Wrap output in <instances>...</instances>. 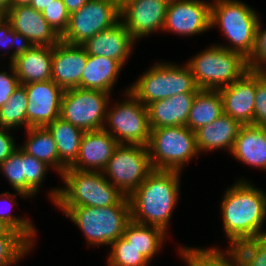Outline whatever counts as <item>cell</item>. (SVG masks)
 Returning <instances> with one entry per match:
<instances>
[{
    "label": "cell",
    "mask_w": 266,
    "mask_h": 266,
    "mask_svg": "<svg viewBox=\"0 0 266 266\" xmlns=\"http://www.w3.org/2000/svg\"><path fill=\"white\" fill-rule=\"evenodd\" d=\"M241 124L223 113L213 122L195 131L199 153L226 149L231 152Z\"/></svg>",
    "instance_id": "603a6c76"
},
{
    "label": "cell",
    "mask_w": 266,
    "mask_h": 266,
    "mask_svg": "<svg viewBox=\"0 0 266 266\" xmlns=\"http://www.w3.org/2000/svg\"><path fill=\"white\" fill-rule=\"evenodd\" d=\"M243 164L266 169V129L255 125H242L230 152Z\"/></svg>",
    "instance_id": "cb8c5ba5"
},
{
    "label": "cell",
    "mask_w": 266,
    "mask_h": 266,
    "mask_svg": "<svg viewBox=\"0 0 266 266\" xmlns=\"http://www.w3.org/2000/svg\"><path fill=\"white\" fill-rule=\"evenodd\" d=\"M54 0H32L30 6L38 12H43L45 8Z\"/></svg>",
    "instance_id": "bcb514c9"
},
{
    "label": "cell",
    "mask_w": 266,
    "mask_h": 266,
    "mask_svg": "<svg viewBox=\"0 0 266 266\" xmlns=\"http://www.w3.org/2000/svg\"><path fill=\"white\" fill-rule=\"evenodd\" d=\"M43 17L53 30L61 37L69 23L70 13L62 0H54L42 12Z\"/></svg>",
    "instance_id": "f35d334b"
},
{
    "label": "cell",
    "mask_w": 266,
    "mask_h": 266,
    "mask_svg": "<svg viewBox=\"0 0 266 266\" xmlns=\"http://www.w3.org/2000/svg\"><path fill=\"white\" fill-rule=\"evenodd\" d=\"M220 211L230 246L266 235L262 229L266 220V193L245 179L228 187Z\"/></svg>",
    "instance_id": "6da1fadb"
},
{
    "label": "cell",
    "mask_w": 266,
    "mask_h": 266,
    "mask_svg": "<svg viewBox=\"0 0 266 266\" xmlns=\"http://www.w3.org/2000/svg\"><path fill=\"white\" fill-rule=\"evenodd\" d=\"M55 140L59 155V175L77 159L85 131L70 122L57 118L46 126Z\"/></svg>",
    "instance_id": "484cf974"
},
{
    "label": "cell",
    "mask_w": 266,
    "mask_h": 266,
    "mask_svg": "<svg viewBox=\"0 0 266 266\" xmlns=\"http://www.w3.org/2000/svg\"><path fill=\"white\" fill-rule=\"evenodd\" d=\"M223 112L241 125H254L256 71L248 70L229 86L218 89Z\"/></svg>",
    "instance_id": "2e32d148"
},
{
    "label": "cell",
    "mask_w": 266,
    "mask_h": 266,
    "mask_svg": "<svg viewBox=\"0 0 266 266\" xmlns=\"http://www.w3.org/2000/svg\"><path fill=\"white\" fill-rule=\"evenodd\" d=\"M153 170L147 146L119 144L102 173L113 186L129 196Z\"/></svg>",
    "instance_id": "30bf717a"
},
{
    "label": "cell",
    "mask_w": 266,
    "mask_h": 266,
    "mask_svg": "<svg viewBox=\"0 0 266 266\" xmlns=\"http://www.w3.org/2000/svg\"><path fill=\"white\" fill-rule=\"evenodd\" d=\"M110 246L107 266H148L151 263L123 236Z\"/></svg>",
    "instance_id": "1f68e13d"
},
{
    "label": "cell",
    "mask_w": 266,
    "mask_h": 266,
    "mask_svg": "<svg viewBox=\"0 0 266 266\" xmlns=\"http://www.w3.org/2000/svg\"><path fill=\"white\" fill-rule=\"evenodd\" d=\"M34 246L23 235L0 236V266H12Z\"/></svg>",
    "instance_id": "d6a6232c"
},
{
    "label": "cell",
    "mask_w": 266,
    "mask_h": 266,
    "mask_svg": "<svg viewBox=\"0 0 266 266\" xmlns=\"http://www.w3.org/2000/svg\"><path fill=\"white\" fill-rule=\"evenodd\" d=\"M53 46L34 45L12 62L21 85L51 79Z\"/></svg>",
    "instance_id": "7402d4cb"
},
{
    "label": "cell",
    "mask_w": 266,
    "mask_h": 266,
    "mask_svg": "<svg viewBox=\"0 0 266 266\" xmlns=\"http://www.w3.org/2000/svg\"><path fill=\"white\" fill-rule=\"evenodd\" d=\"M186 62L200 89L218 90L229 86L249 70L247 59L242 54L217 44Z\"/></svg>",
    "instance_id": "52a82bcc"
},
{
    "label": "cell",
    "mask_w": 266,
    "mask_h": 266,
    "mask_svg": "<svg viewBox=\"0 0 266 266\" xmlns=\"http://www.w3.org/2000/svg\"><path fill=\"white\" fill-rule=\"evenodd\" d=\"M180 173L173 170L154 169L145 181L129 196L131 220L168 229L172 212L178 204Z\"/></svg>",
    "instance_id": "7a4b0ae2"
},
{
    "label": "cell",
    "mask_w": 266,
    "mask_h": 266,
    "mask_svg": "<svg viewBox=\"0 0 266 266\" xmlns=\"http://www.w3.org/2000/svg\"><path fill=\"white\" fill-rule=\"evenodd\" d=\"M124 94L126 99L123 102L116 101L113 107L108 106L103 129L119 144L148 146L151 127L147 107L128 89Z\"/></svg>",
    "instance_id": "9c48e42d"
},
{
    "label": "cell",
    "mask_w": 266,
    "mask_h": 266,
    "mask_svg": "<svg viewBox=\"0 0 266 266\" xmlns=\"http://www.w3.org/2000/svg\"><path fill=\"white\" fill-rule=\"evenodd\" d=\"M222 98L218 90L200 89L193 100L187 127L192 131L208 125L223 114Z\"/></svg>",
    "instance_id": "4316f807"
},
{
    "label": "cell",
    "mask_w": 266,
    "mask_h": 266,
    "mask_svg": "<svg viewBox=\"0 0 266 266\" xmlns=\"http://www.w3.org/2000/svg\"><path fill=\"white\" fill-rule=\"evenodd\" d=\"M3 235H22L17 230L13 229L10 225H8L3 220H0V236Z\"/></svg>",
    "instance_id": "f6af8a7d"
},
{
    "label": "cell",
    "mask_w": 266,
    "mask_h": 266,
    "mask_svg": "<svg viewBox=\"0 0 266 266\" xmlns=\"http://www.w3.org/2000/svg\"><path fill=\"white\" fill-rule=\"evenodd\" d=\"M122 67L123 65L115 59L88 54L86 66L81 75L80 88L111 94Z\"/></svg>",
    "instance_id": "d4e9b609"
},
{
    "label": "cell",
    "mask_w": 266,
    "mask_h": 266,
    "mask_svg": "<svg viewBox=\"0 0 266 266\" xmlns=\"http://www.w3.org/2000/svg\"><path fill=\"white\" fill-rule=\"evenodd\" d=\"M196 93L176 94L148 104V119L151 128L187 126V118Z\"/></svg>",
    "instance_id": "44dd1931"
},
{
    "label": "cell",
    "mask_w": 266,
    "mask_h": 266,
    "mask_svg": "<svg viewBox=\"0 0 266 266\" xmlns=\"http://www.w3.org/2000/svg\"><path fill=\"white\" fill-rule=\"evenodd\" d=\"M254 125L266 129V82L256 72Z\"/></svg>",
    "instance_id": "60d3db41"
},
{
    "label": "cell",
    "mask_w": 266,
    "mask_h": 266,
    "mask_svg": "<svg viewBox=\"0 0 266 266\" xmlns=\"http://www.w3.org/2000/svg\"><path fill=\"white\" fill-rule=\"evenodd\" d=\"M79 227L89 246L111 245L123 236L131 221L130 203L125 196L118 204L109 207H58Z\"/></svg>",
    "instance_id": "277c9868"
},
{
    "label": "cell",
    "mask_w": 266,
    "mask_h": 266,
    "mask_svg": "<svg viewBox=\"0 0 266 266\" xmlns=\"http://www.w3.org/2000/svg\"><path fill=\"white\" fill-rule=\"evenodd\" d=\"M10 73L0 71V108L9 100L10 96L20 85L14 67L10 63Z\"/></svg>",
    "instance_id": "b9f144b4"
},
{
    "label": "cell",
    "mask_w": 266,
    "mask_h": 266,
    "mask_svg": "<svg viewBox=\"0 0 266 266\" xmlns=\"http://www.w3.org/2000/svg\"><path fill=\"white\" fill-rule=\"evenodd\" d=\"M0 170L6 176L15 192H22L27 196L25 161H23V150L20 147L0 164Z\"/></svg>",
    "instance_id": "e575fe53"
},
{
    "label": "cell",
    "mask_w": 266,
    "mask_h": 266,
    "mask_svg": "<svg viewBox=\"0 0 266 266\" xmlns=\"http://www.w3.org/2000/svg\"><path fill=\"white\" fill-rule=\"evenodd\" d=\"M89 0H62L65 4L67 11L71 14L79 10L82 6H84Z\"/></svg>",
    "instance_id": "ee69618b"
},
{
    "label": "cell",
    "mask_w": 266,
    "mask_h": 266,
    "mask_svg": "<svg viewBox=\"0 0 266 266\" xmlns=\"http://www.w3.org/2000/svg\"><path fill=\"white\" fill-rule=\"evenodd\" d=\"M33 46L34 45L23 34L17 33L12 28V24L6 16L0 17V48H13L9 63L17 56L26 53Z\"/></svg>",
    "instance_id": "8d00e7d4"
},
{
    "label": "cell",
    "mask_w": 266,
    "mask_h": 266,
    "mask_svg": "<svg viewBox=\"0 0 266 266\" xmlns=\"http://www.w3.org/2000/svg\"><path fill=\"white\" fill-rule=\"evenodd\" d=\"M147 147L153 169L157 170L182 172L183 166L199 154L196 134L187 126L151 128Z\"/></svg>",
    "instance_id": "ba28073f"
},
{
    "label": "cell",
    "mask_w": 266,
    "mask_h": 266,
    "mask_svg": "<svg viewBox=\"0 0 266 266\" xmlns=\"http://www.w3.org/2000/svg\"><path fill=\"white\" fill-rule=\"evenodd\" d=\"M119 143L106 130L85 131L76 161L69 167L102 172Z\"/></svg>",
    "instance_id": "d6986e66"
},
{
    "label": "cell",
    "mask_w": 266,
    "mask_h": 266,
    "mask_svg": "<svg viewBox=\"0 0 266 266\" xmlns=\"http://www.w3.org/2000/svg\"><path fill=\"white\" fill-rule=\"evenodd\" d=\"M266 62L264 65H261L256 72L261 76V78L266 82Z\"/></svg>",
    "instance_id": "681fc988"
},
{
    "label": "cell",
    "mask_w": 266,
    "mask_h": 266,
    "mask_svg": "<svg viewBox=\"0 0 266 266\" xmlns=\"http://www.w3.org/2000/svg\"><path fill=\"white\" fill-rule=\"evenodd\" d=\"M110 95L79 87L64 90L59 117L84 131L101 130L106 121Z\"/></svg>",
    "instance_id": "8fae6325"
},
{
    "label": "cell",
    "mask_w": 266,
    "mask_h": 266,
    "mask_svg": "<svg viewBox=\"0 0 266 266\" xmlns=\"http://www.w3.org/2000/svg\"><path fill=\"white\" fill-rule=\"evenodd\" d=\"M211 29V2L205 0H170L163 32L192 36Z\"/></svg>",
    "instance_id": "5bb4252c"
},
{
    "label": "cell",
    "mask_w": 266,
    "mask_h": 266,
    "mask_svg": "<svg viewBox=\"0 0 266 266\" xmlns=\"http://www.w3.org/2000/svg\"><path fill=\"white\" fill-rule=\"evenodd\" d=\"M135 42L123 22L119 20L109 29L88 39L82 46L89 55L115 59L124 66L130 58Z\"/></svg>",
    "instance_id": "ffe728a7"
},
{
    "label": "cell",
    "mask_w": 266,
    "mask_h": 266,
    "mask_svg": "<svg viewBox=\"0 0 266 266\" xmlns=\"http://www.w3.org/2000/svg\"><path fill=\"white\" fill-rule=\"evenodd\" d=\"M166 235L161 228L143 225L130 221L124 230L123 237L138 250L149 262L160 252L166 241Z\"/></svg>",
    "instance_id": "83f0119b"
},
{
    "label": "cell",
    "mask_w": 266,
    "mask_h": 266,
    "mask_svg": "<svg viewBox=\"0 0 266 266\" xmlns=\"http://www.w3.org/2000/svg\"><path fill=\"white\" fill-rule=\"evenodd\" d=\"M128 90L145 106L182 93H197L194 76L185 63L184 67L174 63H155L144 72Z\"/></svg>",
    "instance_id": "8992f818"
},
{
    "label": "cell",
    "mask_w": 266,
    "mask_h": 266,
    "mask_svg": "<svg viewBox=\"0 0 266 266\" xmlns=\"http://www.w3.org/2000/svg\"><path fill=\"white\" fill-rule=\"evenodd\" d=\"M88 54L82 45L60 41L53 46L51 80L63 90L80 88Z\"/></svg>",
    "instance_id": "e0dca14e"
},
{
    "label": "cell",
    "mask_w": 266,
    "mask_h": 266,
    "mask_svg": "<svg viewBox=\"0 0 266 266\" xmlns=\"http://www.w3.org/2000/svg\"><path fill=\"white\" fill-rule=\"evenodd\" d=\"M12 7V0H0V15L5 16Z\"/></svg>",
    "instance_id": "7dc6e473"
},
{
    "label": "cell",
    "mask_w": 266,
    "mask_h": 266,
    "mask_svg": "<svg viewBox=\"0 0 266 266\" xmlns=\"http://www.w3.org/2000/svg\"><path fill=\"white\" fill-rule=\"evenodd\" d=\"M32 0H12V7L30 5Z\"/></svg>",
    "instance_id": "c3c4849f"
},
{
    "label": "cell",
    "mask_w": 266,
    "mask_h": 266,
    "mask_svg": "<svg viewBox=\"0 0 266 266\" xmlns=\"http://www.w3.org/2000/svg\"><path fill=\"white\" fill-rule=\"evenodd\" d=\"M17 194L19 196H22L24 199L28 198L24 193L16 191V194L10 193V192H5L0 194V202H7L9 203V207L11 208L13 206L14 199L16 198ZM1 205V204H0ZM2 206V205H1ZM8 207V206H7ZM8 208V209H10ZM0 220H3L6 222L8 225H10L13 229L17 230L20 232L33 246L34 243L36 242L34 238H36L37 230L35 229L33 223H31V220L25 219V217H16L13 216L11 213V210L5 211V209L0 208Z\"/></svg>",
    "instance_id": "836d02e7"
},
{
    "label": "cell",
    "mask_w": 266,
    "mask_h": 266,
    "mask_svg": "<svg viewBox=\"0 0 266 266\" xmlns=\"http://www.w3.org/2000/svg\"><path fill=\"white\" fill-rule=\"evenodd\" d=\"M260 21L248 4L238 0H214L211 2V28L219 26L230 45L220 47L242 54L246 59L254 50L256 29Z\"/></svg>",
    "instance_id": "5b68a950"
},
{
    "label": "cell",
    "mask_w": 266,
    "mask_h": 266,
    "mask_svg": "<svg viewBox=\"0 0 266 266\" xmlns=\"http://www.w3.org/2000/svg\"><path fill=\"white\" fill-rule=\"evenodd\" d=\"M11 129L0 126V164L5 161L19 146L9 134Z\"/></svg>",
    "instance_id": "7bdbcfd3"
},
{
    "label": "cell",
    "mask_w": 266,
    "mask_h": 266,
    "mask_svg": "<svg viewBox=\"0 0 266 266\" xmlns=\"http://www.w3.org/2000/svg\"><path fill=\"white\" fill-rule=\"evenodd\" d=\"M27 140L19 146L25 153L45 162L59 174V155L55 140L46 127L26 129Z\"/></svg>",
    "instance_id": "f1b7e54d"
},
{
    "label": "cell",
    "mask_w": 266,
    "mask_h": 266,
    "mask_svg": "<svg viewBox=\"0 0 266 266\" xmlns=\"http://www.w3.org/2000/svg\"><path fill=\"white\" fill-rule=\"evenodd\" d=\"M179 249L180 257L188 266H240L235 246H228L226 253L218 247L201 249L182 246Z\"/></svg>",
    "instance_id": "f546056e"
},
{
    "label": "cell",
    "mask_w": 266,
    "mask_h": 266,
    "mask_svg": "<svg viewBox=\"0 0 266 266\" xmlns=\"http://www.w3.org/2000/svg\"><path fill=\"white\" fill-rule=\"evenodd\" d=\"M170 0H119L120 20L138 41L163 30Z\"/></svg>",
    "instance_id": "4fadbf2b"
},
{
    "label": "cell",
    "mask_w": 266,
    "mask_h": 266,
    "mask_svg": "<svg viewBox=\"0 0 266 266\" xmlns=\"http://www.w3.org/2000/svg\"><path fill=\"white\" fill-rule=\"evenodd\" d=\"M6 18L11 22L12 28L23 34L33 45L55 46L61 37L53 30L43 17L30 5L11 7Z\"/></svg>",
    "instance_id": "ac0fdd59"
},
{
    "label": "cell",
    "mask_w": 266,
    "mask_h": 266,
    "mask_svg": "<svg viewBox=\"0 0 266 266\" xmlns=\"http://www.w3.org/2000/svg\"><path fill=\"white\" fill-rule=\"evenodd\" d=\"M27 92V129L46 127L59 118L64 90L51 79L23 85Z\"/></svg>",
    "instance_id": "9a60e30c"
},
{
    "label": "cell",
    "mask_w": 266,
    "mask_h": 266,
    "mask_svg": "<svg viewBox=\"0 0 266 266\" xmlns=\"http://www.w3.org/2000/svg\"><path fill=\"white\" fill-rule=\"evenodd\" d=\"M262 28V22L260 20L256 29L254 50L247 59L249 70L256 71L266 62V28L264 30Z\"/></svg>",
    "instance_id": "ab89813d"
},
{
    "label": "cell",
    "mask_w": 266,
    "mask_h": 266,
    "mask_svg": "<svg viewBox=\"0 0 266 266\" xmlns=\"http://www.w3.org/2000/svg\"><path fill=\"white\" fill-rule=\"evenodd\" d=\"M60 177L65 187H56L49 192L52 203L57 207H109L125 197L102 172L68 167Z\"/></svg>",
    "instance_id": "3957f363"
},
{
    "label": "cell",
    "mask_w": 266,
    "mask_h": 266,
    "mask_svg": "<svg viewBox=\"0 0 266 266\" xmlns=\"http://www.w3.org/2000/svg\"><path fill=\"white\" fill-rule=\"evenodd\" d=\"M240 266H266V235L235 245Z\"/></svg>",
    "instance_id": "d590c367"
},
{
    "label": "cell",
    "mask_w": 266,
    "mask_h": 266,
    "mask_svg": "<svg viewBox=\"0 0 266 266\" xmlns=\"http://www.w3.org/2000/svg\"><path fill=\"white\" fill-rule=\"evenodd\" d=\"M23 161H25V178L27 182V197L36 196L47 171L51 168L45 162L36 159L23 151ZM49 169V170H48Z\"/></svg>",
    "instance_id": "74e56055"
},
{
    "label": "cell",
    "mask_w": 266,
    "mask_h": 266,
    "mask_svg": "<svg viewBox=\"0 0 266 266\" xmlns=\"http://www.w3.org/2000/svg\"><path fill=\"white\" fill-rule=\"evenodd\" d=\"M28 97L25 87L19 85L9 100L0 108V126L9 129H27Z\"/></svg>",
    "instance_id": "4dcf8cb0"
},
{
    "label": "cell",
    "mask_w": 266,
    "mask_h": 266,
    "mask_svg": "<svg viewBox=\"0 0 266 266\" xmlns=\"http://www.w3.org/2000/svg\"><path fill=\"white\" fill-rule=\"evenodd\" d=\"M119 20V0H89L79 10L70 14L68 27L61 40L73 45H82Z\"/></svg>",
    "instance_id": "7c38bea8"
}]
</instances>
